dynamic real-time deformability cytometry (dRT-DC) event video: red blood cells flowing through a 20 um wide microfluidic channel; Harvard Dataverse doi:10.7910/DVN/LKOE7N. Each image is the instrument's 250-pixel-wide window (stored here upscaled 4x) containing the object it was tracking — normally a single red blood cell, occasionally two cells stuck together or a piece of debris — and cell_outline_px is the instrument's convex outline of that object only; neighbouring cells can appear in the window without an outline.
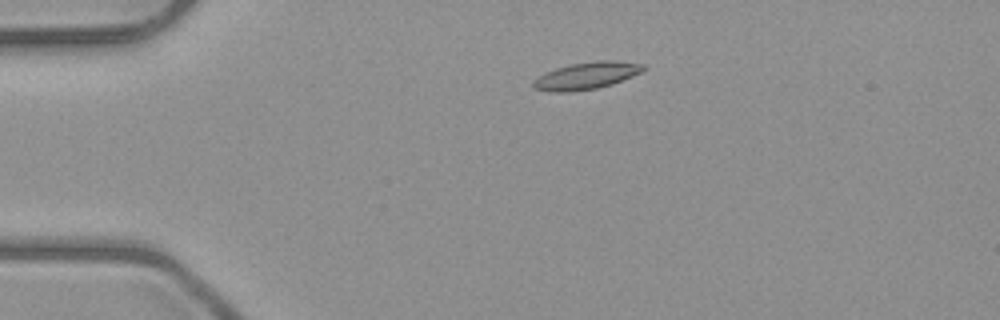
{"species": "common noctule bat (a hibernating species)", "species_latin": "Nyctalus noctula", "temperature_condition": "room temperature", "stored_images_in_passage": 4, "camera_frame_rate_fps": 3000, "um_per_image_px": 0.085, "animal": {"sex": "male", "body_mass_g": 23.1, "forearm_length_mm": 52.7}, "frame": {"image": 1, "passage_image": 3, "time_ms": 2.333, "image_size_px": [1000, 320], "cell_outline_px": [[648, 68], [644, 72], [612, 84], [596, 88], [568, 92], [552, 92], [532, 88], [532, 80], [544, 72], [556, 68], [572, 64], [596, 60], [616, 60], [644, 64]], "centroid_in_image_um": [49.87, 6.42], "position_along_channel_um": 35.1, "area_um2": 17.69}}